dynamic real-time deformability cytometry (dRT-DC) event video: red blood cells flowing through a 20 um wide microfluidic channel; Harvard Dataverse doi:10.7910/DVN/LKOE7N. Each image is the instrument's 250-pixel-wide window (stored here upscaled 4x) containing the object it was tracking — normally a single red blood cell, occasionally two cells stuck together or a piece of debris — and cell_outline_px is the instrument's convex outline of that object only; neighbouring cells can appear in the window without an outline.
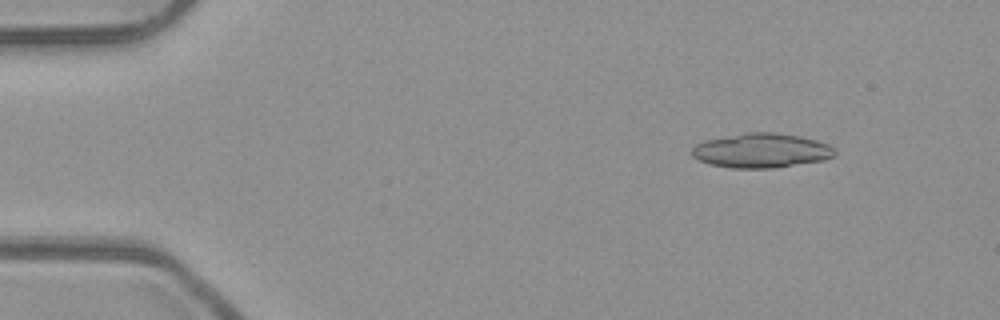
{"species": "common noctule bat (a hibernating species)", "species_latin": "Nyctalus noctula", "temperature_condition": "room temperature", "stored_images_in_passage": 4, "camera_frame_rate_fps": 3000, "um_per_image_px": 0.085, "animal": {"sex": "male", "body_mass_g": 23.1, "forearm_length_mm": 52.7}, "frame": {"image": 1, "passage_image": 2, "time_ms": 0.333, "image_size_px": [1000, 320], "cell_outline_px": [[836, 156], [824, 160], [772, 168], [732, 168], [712, 164], [700, 160], [692, 156], [692, 148], [696, 144], [704, 140], [744, 132], [776, 132], [800, 136], [816, 140], [828, 144], [836, 148]], "centroid_in_image_um": [64.75, 12.78], "position_along_channel_um": 20.3, "area_um2": 28.84}}